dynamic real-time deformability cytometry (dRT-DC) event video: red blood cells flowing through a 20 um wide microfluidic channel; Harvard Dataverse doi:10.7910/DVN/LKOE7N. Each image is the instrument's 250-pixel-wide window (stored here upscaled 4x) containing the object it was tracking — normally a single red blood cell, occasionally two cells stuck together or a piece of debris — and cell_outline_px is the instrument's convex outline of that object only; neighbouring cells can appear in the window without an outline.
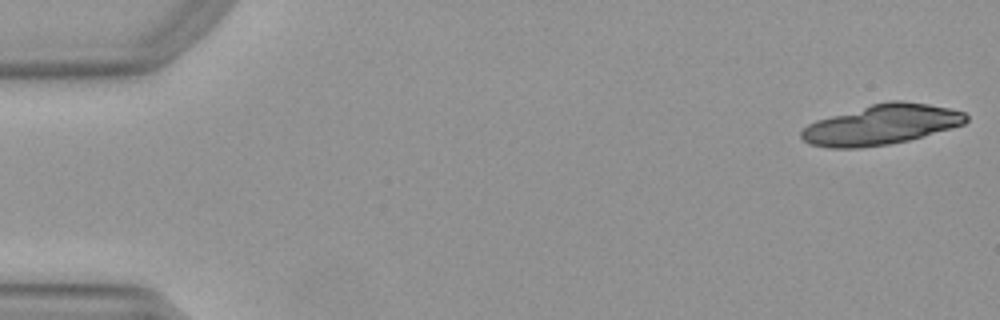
{"species": "Egyptian fruit bat (a non-hibernating species)", "species_latin": "Rousettus aegyptiacus", "temperature_condition": "warm", "stored_images_in_passage": 20, "camera_frame_rate_fps": 3000, "um_per_image_px": 0.085, "animal": {"sex": "female"}, "frame": {"image": 1, "passage_image": 1, "time_ms": 0.0, "image_size_px": [1000, 320], "cell_outline_px": [[968, 120], [964, 124], [952, 128], [924, 136], [908, 140], [888, 144], [860, 148], [828, 148], [808, 144], [800, 136], [800, 132], [808, 124], [816, 120], [872, 104], [888, 100], [900, 100], [928, 104], [948, 108], [964, 112], [968, 116]], "centroid_in_image_um": [74.91, 10.6], "position_along_channel_um": 10.1, "area_um2": 38.38}}